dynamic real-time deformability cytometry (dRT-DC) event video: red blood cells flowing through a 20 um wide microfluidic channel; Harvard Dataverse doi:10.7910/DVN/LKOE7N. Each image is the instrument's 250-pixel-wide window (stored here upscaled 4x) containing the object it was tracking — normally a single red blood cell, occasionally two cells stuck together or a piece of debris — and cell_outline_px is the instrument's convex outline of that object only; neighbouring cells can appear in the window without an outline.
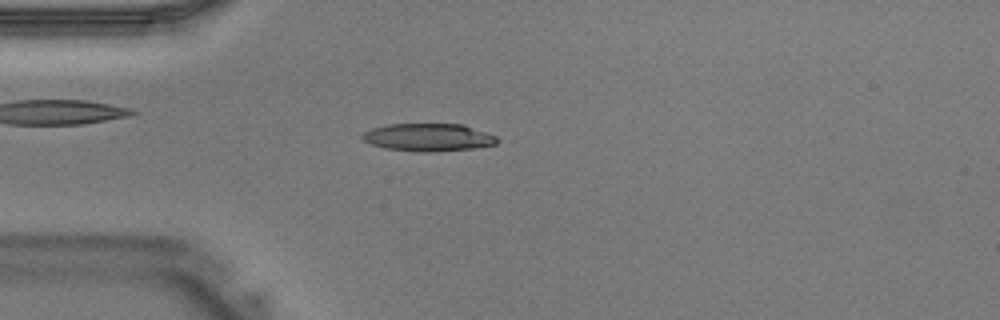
{"species": "Egyptian fruit bat (a non-hibernating species)", "species_latin": "Rousettus aegyptiacus", "temperature_condition": "warm", "stored_images_in_passage": 39, "camera_frame_rate_fps": 3000, "um_per_image_px": 0.085, "animal": {"sex": "male"}, "frame": {"image": 1, "passage_image": 10, "time_ms": 3.0, "image_size_px": [1000, 320], "cell_outline_px": [[500, 140], [496, 144], [476, 148], [428, 152], [420, 152], [388, 148], [372, 144], [364, 140], [360, 136], [364, 132], [372, 128], [388, 124], [464, 124], [496, 136]], "centroid_in_image_um": [36.44, 11.67], "position_along_channel_um": 48.6, "area_um2": 21.68}}
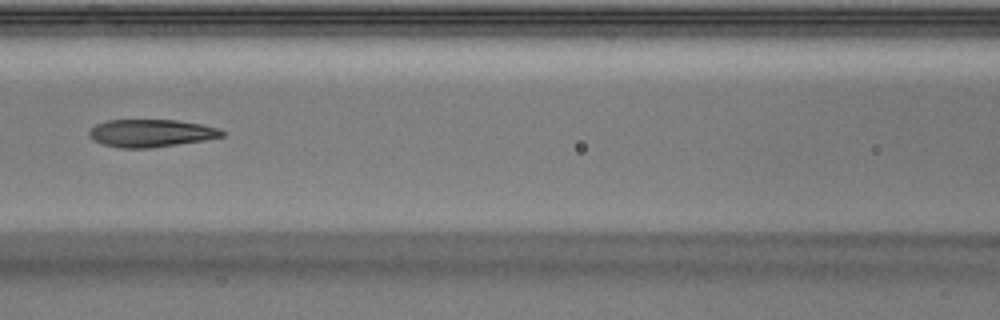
{"frame": {"image": 2, "passage_image": 17, "time_ms": 5.333, "image_size_px": [1000, 320], "cell_outline_px": [[224, 136], [204, 140], [148, 148], [120, 148], [104, 144], [92, 140], [88, 136], [88, 132], [96, 124], [108, 120], [176, 120], [204, 124], [220, 128], [224, 132]], "centroid_in_image_um": [12.84, 11.31], "position_along_channel_um": 153.8, "area_um2": 21.39}}
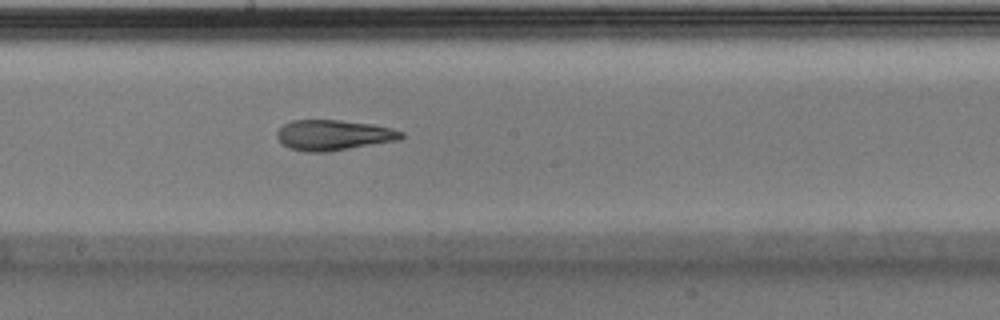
{"frame": {"image": 3, "passage_image": 21, "time_ms": 6.667, "image_size_px": [1000, 320], "cell_outline_px": [[404, 136], [400, 140], [328, 152], [308, 152], [288, 148], [276, 136], [276, 132], [284, 124], [292, 120], [340, 120], [372, 124], [392, 128], [404, 132]], "centroid_in_image_um": [28.38, 11.48], "position_along_channel_um": 219.8, "area_um2": 22.14}}